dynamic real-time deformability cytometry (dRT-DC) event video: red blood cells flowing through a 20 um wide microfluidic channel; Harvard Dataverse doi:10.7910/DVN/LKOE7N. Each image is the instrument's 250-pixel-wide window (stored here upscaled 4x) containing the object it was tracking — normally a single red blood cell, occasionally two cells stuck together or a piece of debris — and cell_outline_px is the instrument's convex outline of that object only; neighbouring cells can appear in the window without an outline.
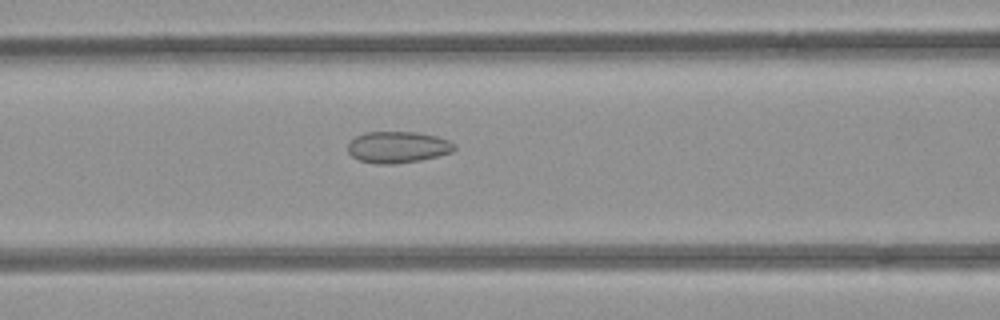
{"species": "common noctule bat (a hibernating species)", "species_latin": "Nyctalus noctula", "temperature_condition": "room temperature", "stored_images_in_passage": 47, "camera_frame_rate_fps": 3000, "um_per_image_px": 0.085, "animal": {"sex": "female", "body_mass_g": 21.9}, "frame": {"image": 1, "passage_image": 17, "time_ms": 5.333, "image_size_px": [1000, 320], "cell_outline_px": [[456, 148], [452, 152], [420, 160], [396, 164], [376, 164], [360, 160], [352, 156], [348, 152], [348, 144], [356, 136], [364, 132], [416, 132], [436, 136], [448, 140], [456, 144]], "centroid_in_image_um": [33.81, 12.51], "position_along_channel_um": 132.8, "area_um2": 19.54}}
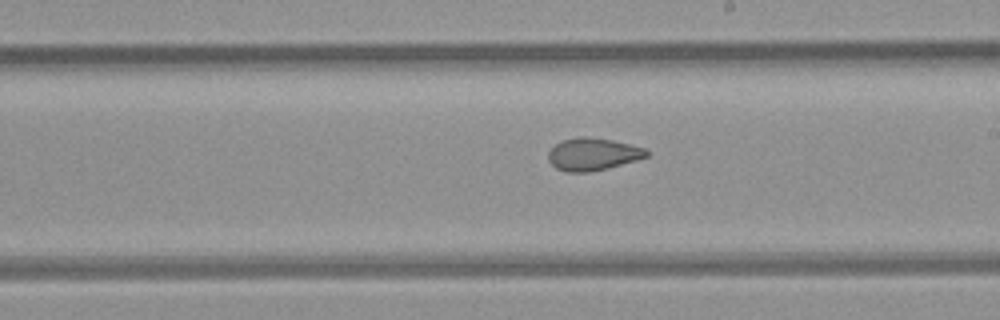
{"frame": {"image": 2, "passage_image": 25, "time_ms": 8.0, "image_size_px": [1000, 320], "cell_outline_px": [[648, 156], [636, 160], [608, 168], [588, 172], [564, 172], [556, 168], [548, 160], [548, 152], [556, 144], [564, 140], [576, 136], [588, 136], [612, 140], [644, 148], [648, 152]], "centroid_in_image_um": [50.36, 13.1], "position_along_channel_um": 238.6, "area_um2": 18.5}}
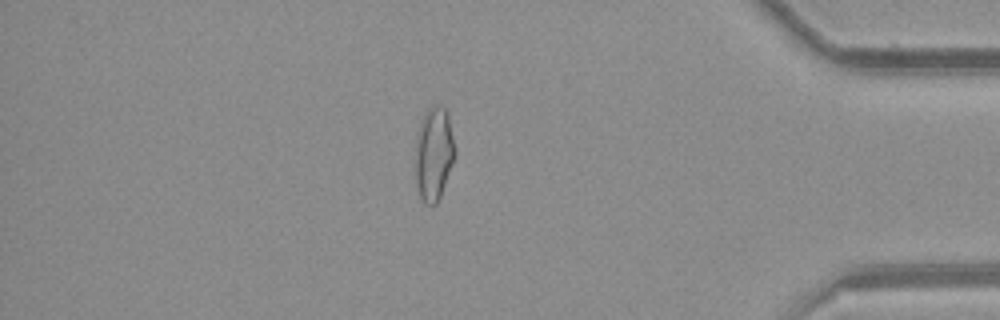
{"frame": {"image": 3, "passage_image": 40, "time_ms": 13.0, "image_size_px": [1000, 320], "cell_outline_px": [[456, 156], [440, 196], [436, 204], [424, 204], [416, 188], [416, 136], [420, 120], [424, 112], [432, 104], [440, 104], [448, 112], [456, 152]], "centroid_in_image_um": [36.88, 13.02], "position_along_channel_um": 398.3, "area_um2": 21.96}, "authors_computed_cell_mechanics": {"area_um2": 20.0566, "velocity_mm_per_s": 3.9659, "shape_relaxation_time_tau1_ms": null, "shape_relaxation_time_tau2_ms": 2.0473, "deformation_change_tau1": null, "deformation_change_tau2": 0.063}}